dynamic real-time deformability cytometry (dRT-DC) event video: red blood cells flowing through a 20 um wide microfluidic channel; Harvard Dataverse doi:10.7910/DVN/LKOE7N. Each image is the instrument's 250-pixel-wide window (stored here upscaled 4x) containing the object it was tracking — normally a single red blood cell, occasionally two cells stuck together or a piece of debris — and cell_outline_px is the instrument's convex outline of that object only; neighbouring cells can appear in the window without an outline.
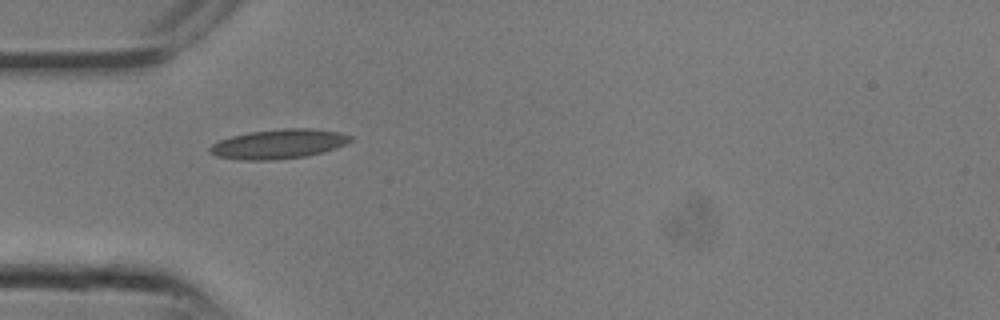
{"species": "common noctule bat (a hibernating species)", "species_latin": "Nyctalus noctula", "temperature_condition": "room temperature", "stored_images_in_passage": 9, "camera_frame_rate_fps": 3000, "um_per_image_px": 0.085, "animal": {"sex": "male", "body_mass_g": 13.3}, "frame": {"image": 1, "passage_image": 1, "time_ms": 0.0, "image_size_px": [1000, 320], "cell_outline_px": [[352, 140], [336, 148], [304, 156], [272, 160], [236, 160], [216, 156], [208, 152], [208, 148], [212, 144], [220, 140], [232, 136], [248, 132], [284, 128], [312, 128], [340, 132], [352, 136]], "centroid_in_image_um": [23.64, 12.23], "position_along_channel_um": 61.4, "area_um2": 24.16}}
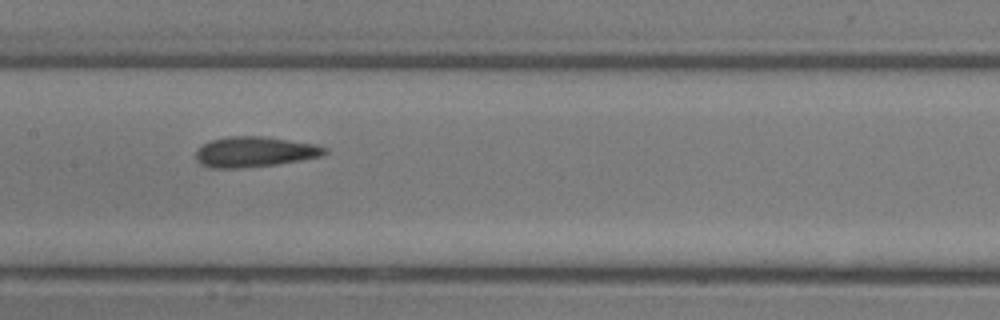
{"frame": {"image": 2, "passage_image": 6, "time_ms": 1.667, "image_size_px": [1000, 320], "cell_outline_px": [[328, 152], [324, 156], [276, 164], [240, 168], [208, 168], [200, 164], [196, 160], [196, 152], [204, 144], [212, 140], [228, 136], [260, 136], [316, 144], [328, 148]], "centroid_in_image_um": [21.66, 12.91], "position_along_channel_um": 185.7, "area_um2": 22.77}}
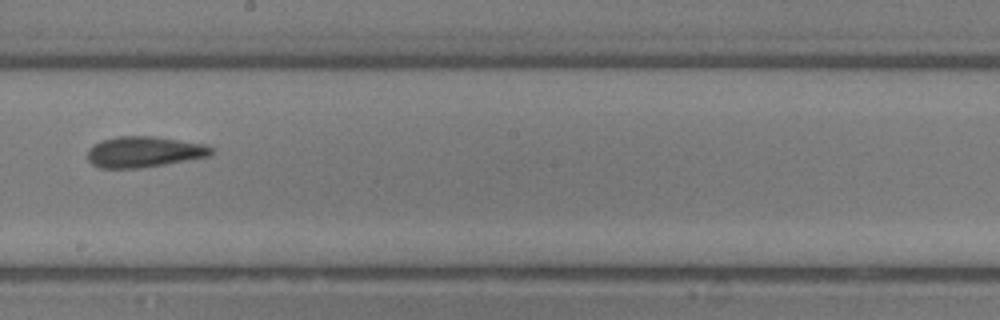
{"frame": {"image": 3, "passage_image": 8, "time_ms": 2.333, "image_size_px": [1000, 320], "cell_outline_px": [[216, 152], [212, 156], [140, 168], [100, 168], [92, 164], [88, 160], [88, 148], [92, 144], [100, 140], [120, 136], [152, 136], [204, 144], [212, 148]], "centroid_in_image_um": [12.24, 12.91], "position_along_channel_um": 236.0, "area_um2": 22.37}}